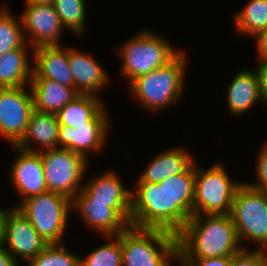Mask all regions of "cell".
I'll return each mask as SVG.
<instances>
[{"instance_id":"obj_1","label":"cell","mask_w":267,"mask_h":266,"mask_svg":"<svg viewBox=\"0 0 267 266\" xmlns=\"http://www.w3.org/2000/svg\"><path fill=\"white\" fill-rule=\"evenodd\" d=\"M196 163L160 183L136 182L131 190V225L178 235L193 216Z\"/></svg>"},{"instance_id":"obj_2","label":"cell","mask_w":267,"mask_h":266,"mask_svg":"<svg viewBox=\"0 0 267 266\" xmlns=\"http://www.w3.org/2000/svg\"><path fill=\"white\" fill-rule=\"evenodd\" d=\"M177 237V259L232 257L243 249L230 214L193 215Z\"/></svg>"},{"instance_id":"obj_3","label":"cell","mask_w":267,"mask_h":266,"mask_svg":"<svg viewBox=\"0 0 267 266\" xmlns=\"http://www.w3.org/2000/svg\"><path fill=\"white\" fill-rule=\"evenodd\" d=\"M188 54L183 49L166 65L133 80L129 87L132 97L142 109L151 113L172 106L184 95ZM173 104V105H172Z\"/></svg>"},{"instance_id":"obj_4","label":"cell","mask_w":267,"mask_h":266,"mask_svg":"<svg viewBox=\"0 0 267 266\" xmlns=\"http://www.w3.org/2000/svg\"><path fill=\"white\" fill-rule=\"evenodd\" d=\"M118 236L122 247V266L177 264L178 237L171 232L129 225Z\"/></svg>"},{"instance_id":"obj_5","label":"cell","mask_w":267,"mask_h":266,"mask_svg":"<svg viewBox=\"0 0 267 266\" xmlns=\"http://www.w3.org/2000/svg\"><path fill=\"white\" fill-rule=\"evenodd\" d=\"M150 29H143L117 47L122 60V75L129 84L170 62L181 50L174 49L165 37Z\"/></svg>"},{"instance_id":"obj_6","label":"cell","mask_w":267,"mask_h":266,"mask_svg":"<svg viewBox=\"0 0 267 266\" xmlns=\"http://www.w3.org/2000/svg\"><path fill=\"white\" fill-rule=\"evenodd\" d=\"M48 244H63L68 227L72 200L67 196L47 191L15 204Z\"/></svg>"},{"instance_id":"obj_7","label":"cell","mask_w":267,"mask_h":266,"mask_svg":"<svg viewBox=\"0 0 267 266\" xmlns=\"http://www.w3.org/2000/svg\"><path fill=\"white\" fill-rule=\"evenodd\" d=\"M230 216L243 249H249L248 243L252 242L254 249L267 251V192L244 182L235 193Z\"/></svg>"},{"instance_id":"obj_8","label":"cell","mask_w":267,"mask_h":266,"mask_svg":"<svg viewBox=\"0 0 267 266\" xmlns=\"http://www.w3.org/2000/svg\"><path fill=\"white\" fill-rule=\"evenodd\" d=\"M210 166L205 169L196 163L193 215L230 214L235 193L244 181H234L219 161Z\"/></svg>"},{"instance_id":"obj_9","label":"cell","mask_w":267,"mask_h":266,"mask_svg":"<svg viewBox=\"0 0 267 266\" xmlns=\"http://www.w3.org/2000/svg\"><path fill=\"white\" fill-rule=\"evenodd\" d=\"M47 190L73 199L82 189L90 164L82 155L67 148L42 150Z\"/></svg>"},{"instance_id":"obj_10","label":"cell","mask_w":267,"mask_h":266,"mask_svg":"<svg viewBox=\"0 0 267 266\" xmlns=\"http://www.w3.org/2000/svg\"><path fill=\"white\" fill-rule=\"evenodd\" d=\"M72 211L100 236L119 235L131 225V202L93 201L83 189L72 199Z\"/></svg>"},{"instance_id":"obj_11","label":"cell","mask_w":267,"mask_h":266,"mask_svg":"<svg viewBox=\"0 0 267 266\" xmlns=\"http://www.w3.org/2000/svg\"><path fill=\"white\" fill-rule=\"evenodd\" d=\"M33 111L29 86L0 88V136L8 141L10 147L16 146L23 138Z\"/></svg>"},{"instance_id":"obj_12","label":"cell","mask_w":267,"mask_h":266,"mask_svg":"<svg viewBox=\"0 0 267 266\" xmlns=\"http://www.w3.org/2000/svg\"><path fill=\"white\" fill-rule=\"evenodd\" d=\"M27 44L32 49L60 46L64 28L52 4H25L19 15Z\"/></svg>"},{"instance_id":"obj_13","label":"cell","mask_w":267,"mask_h":266,"mask_svg":"<svg viewBox=\"0 0 267 266\" xmlns=\"http://www.w3.org/2000/svg\"><path fill=\"white\" fill-rule=\"evenodd\" d=\"M48 243L38 234L28 218L15 206L9 210L2 246L20 264L35 258Z\"/></svg>"},{"instance_id":"obj_14","label":"cell","mask_w":267,"mask_h":266,"mask_svg":"<svg viewBox=\"0 0 267 266\" xmlns=\"http://www.w3.org/2000/svg\"><path fill=\"white\" fill-rule=\"evenodd\" d=\"M17 153L9 170L10 181L17 195L23 201L38 194L47 192L41 152H30L12 147Z\"/></svg>"},{"instance_id":"obj_15","label":"cell","mask_w":267,"mask_h":266,"mask_svg":"<svg viewBox=\"0 0 267 266\" xmlns=\"http://www.w3.org/2000/svg\"><path fill=\"white\" fill-rule=\"evenodd\" d=\"M68 46V63L74 78V87L79 94H90L100 97L110 82L109 72L103 67L93 54L82 52Z\"/></svg>"},{"instance_id":"obj_16","label":"cell","mask_w":267,"mask_h":266,"mask_svg":"<svg viewBox=\"0 0 267 266\" xmlns=\"http://www.w3.org/2000/svg\"><path fill=\"white\" fill-rule=\"evenodd\" d=\"M110 129V125H79L76 128L59 125L58 148H67L90 161L91 153L100 151L102 154Z\"/></svg>"},{"instance_id":"obj_17","label":"cell","mask_w":267,"mask_h":266,"mask_svg":"<svg viewBox=\"0 0 267 266\" xmlns=\"http://www.w3.org/2000/svg\"><path fill=\"white\" fill-rule=\"evenodd\" d=\"M90 94H79L56 115L60 125L76 128L79 125H110L104 99Z\"/></svg>"},{"instance_id":"obj_18","label":"cell","mask_w":267,"mask_h":266,"mask_svg":"<svg viewBox=\"0 0 267 266\" xmlns=\"http://www.w3.org/2000/svg\"><path fill=\"white\" fill-rule=\"evenodd\" d=\"M32 78H48L74 87V78L68 63V47L41 46L32 52Z\"/></svg>"},{"instance_id":"obj_19","label":"cell","mask_w":267,"mask_h":266,"mask_svg":"<svg viewBox=\"0 0 267 266\" xmlns=\"http://www.w3.org/2000/svg\"><path fill=\"white\" fill-rule=\"evenodd\" d=\"M226 88V106L231 116L241 117L258 103L263 104L258 79L253 69L243 68L234 74ZM241 115V116H240Z\"/></svg>"},{"instance_id":"obj_20","label":"cell","mask_w":267,"mask_h":266,"mask_svg":"<svg viewBox=\"0 0 267 266\" xmlns=\"http://www.w3.org/2000/svg\"><path fill=\"white\" fill-rule=\"evenodd\" d=\"M190 153L187 148L178 145L156 154L137 182L160 183L167 177L186 173L196 163Z\"/></svg>"},{"instance_id":"obj_21","label":"cell","mask_w":267,"mask_h":266,"mask_svg":"<svg viewBox=\"0 0 267 266\" xmlns=\"http://www.w3.org/2000/svg\"><path fill=\"white\" fill-rule=\"evenodd\" d=\"M59 125L56 114L34 110L26 132L16 146L30 152L58 148ZM37 146L39 148L41 146L43 149H39Z\"/></svg>"},{"instance_id":"obj_22","label":"cell","mask_w":267,"mask_h":266,"mask_svg":"<svg viewBox=\"0 0 267 266\" xmlns=\"http://www.w3.org/2000/svg\"><path fill=\"white\" fill-rule=\"evenodd\" d=\"M34 103V110L57 114L79 93L75 87L60 84L48 78H32L29 85Z\"/></svg>"},{"instance_id":"obj_23","label":"cell","mask_w":267,"mask_h":266,"mask_svg":"<svg viewBox=\"0 0 267 266\" xmlns=\"http://www.w3.org/2000/svg\"><path fill=\"white\" fill-rule=\"evenodd\" d=\"M29 46L26 43L21 48L0 55V88L30 85L33 67V60L31 59L33 55L31 54L33 51H31L32 47Z\"/></svg>"},{"instance_id":"obj_24","label":"cell","mask_w":267,"mask_h":266,"mask_svg":"<svg viewBox=\"0 0 267 266\" xmlns=\"http://www.w3.org/2000/svg\"><path fill=\"white\" fill-rule=\"evenodd\" d=\"M86 179H84L82 189L93 198V201L131 202V190L125 187L114 170L96 173L92 178Z\"/></svg>"},{"instance_id":"obj_25","label":"cell","mask_w":267,"mask_h":266,"mask_svg":"<svg viewBox=\"0 0 267 266\" xmlns=\"http://www.w3.org/2000/svg\"><path fill=\"white\" fill-rule=\"evenodd\" d=\"M233 24L240 36L254 37L267 29V0H249L239 12H235ZM243 34V35H241Z\"/></svg>"},{"instance_id":"obj_26","label":"cell","mask_w":267,"mask_h":266,"mask_svg":"<svg viewBox=\"0 0 267 266\" xmlns=\"http://www.w3.org/2000/svg\"><path fill=\"white\" fill-rule=\"evenodd\" d=\"M86 0H53L52 6L60 17L65 30L77 38L84 37L86 29Z\"/></svg>"},{"instance_id":"obj_27","label":"cell","mask_w":267,"mask_h":266,"mask_svg":"<svg viewBox=\"0 0 267 266\" xmlns=\"http://www.w3.org/2000/svg\"><path fill=\"white\" fill-rule=\"evenodd\" d=\"M105 243L98 246L86 257H80V266H122L120 237L104 236Z\"/></svg>"},{"instance_id":"obj_28","label":"cell","mask_w":267,"mask_h":266,"mask_svg":"<svg viewBox=\"0 0 267 266\" xmlns=\"http://www.w3.org/2000/svg\"><path fill=\"white\" fill-rule=\"evenodd\" d=\"M66 244H48L27 266H80V255L68 251Z\"/></svg>"},{"instance_id":"obj_29","label":"cell","mask_w":267,"mask_h":266,"mask_svg":"<svg viewBox=\"0 0 267 266\" xmlns=\"http://www.w3.org/2000/svg\"><path fill=\"white\" fill-rule=\"evenodd\" d=\"M21 21L10 11L0 17V55L26 44Z\"/></svg>"},{"instance_id":"obj_30","label":"cell","mask_w":267,"mask_h":266,"mask_svg":"<svg viewBox=\"0 0 267 266\" xmlns=\"http://www.w3.org/2000/svg\"><path fill=\"white\" fill-rule=\"evenodd\" d=\"M231 266H267V251L242 249L232 256Z\"/></svg>"},{"instance_id":"obj_31","label":"cell","mask_w":267,"mask_h":266,"mask_svg":"<svg viewBox=\"0 0 267 266\" xmlns=\"http://www.w3.org/2000/svg\"><path fill=\"white\" fill-rule=\"evenodd\" d=\"M257 154L256 168L254 172L257 181H254V183L250 181L244 182L253 189L267 192V141L259 148Z\"/></svg>"},{"instance_id":"obj_32","label":"cell","mask_w":267,"mask_h":266,"mask_svg":"<svg viewBox=\"0 0 267 266\" xmlns=\"http://www.w3.org/2000/svg\"><path fill=\"white\" fill-rule=\"evenodd\" d=\"M179 266H231L232 257L177 259Z\"/></svg>"},{"instance_id":"obj_33","label":"cell","mask_w":267,"mask_h":266,"mask_svg":"<svg viewBox=\"0 0 267 266\" xmlns=\"http://www.w3.org/2000/svg\"><path fill=\"white\" fill-rule=\"evenodd\" d=\"M255 69L259 85V91L264 105L267 106V59H258Z\"/></svg>"},{"instance_id":"obj_34","label":"cell","mask_w":267,"mask_h":266,"mask_svg":"<svg viewBox=\"0 0 267 266\" xmlns=\"http://www.w3.org/2000/svg\"><path fill=\"white\" fill-rule=\"evenodd\" d=\"M252 38L256 43L257 59H267V29L260 31Z\"/></svg>"},{"instance_id":"obj_35","label":"cell","mask_w":267,"mask_h":266,"mask_svg":"<svg viewBox=\"0 0 267 266\" xmlns=\"http://www.w3.org/2000/svg\"><path fill=\"white\" fill-rule=\"evenodd\" d=\"M0 266H20L2 245H0Z\"/></svg>"},{"instance_id":"obj_36","label":"cell","mask_w":267,"mask_h":266,"mask_svg":"<svg viewBox=\"0 0 267 266\" xmlns=\"http://www.w3.org/2000/svg\"><path fill=\"white\" fill-rule=\"evenodd\" d=\"M11 208L0 209V245H2L5 236L6 219Z\"/></svg>"},{"instance_id":"obj_37","label":"cell","mask_w":267,"mask_h":266,"mask_svg":"<svg viewBox=\"0 0 267 266\" xmlns=\"http://www.w3.org/2000/svg\"><path fill=\"white\" fill-rule=\"evenodd\" d=\"M24 4H52L53 0H25Z\"/></svg>"},{"instance_id":"obj_38","label":"cell","mask_w":267,"mask_h":266,"mask_svg":"<svg viewBox=\"0 0 267 266\" xmlns=\"http://www.w3.org/2000/svg\"><path fill=\"white\" fill-rule=\"evenodd\" d=\"M7 5L3 4L0 5V17L3 16L10 8L9 6L6 7Z\"/></svg>"}]
</instances>
